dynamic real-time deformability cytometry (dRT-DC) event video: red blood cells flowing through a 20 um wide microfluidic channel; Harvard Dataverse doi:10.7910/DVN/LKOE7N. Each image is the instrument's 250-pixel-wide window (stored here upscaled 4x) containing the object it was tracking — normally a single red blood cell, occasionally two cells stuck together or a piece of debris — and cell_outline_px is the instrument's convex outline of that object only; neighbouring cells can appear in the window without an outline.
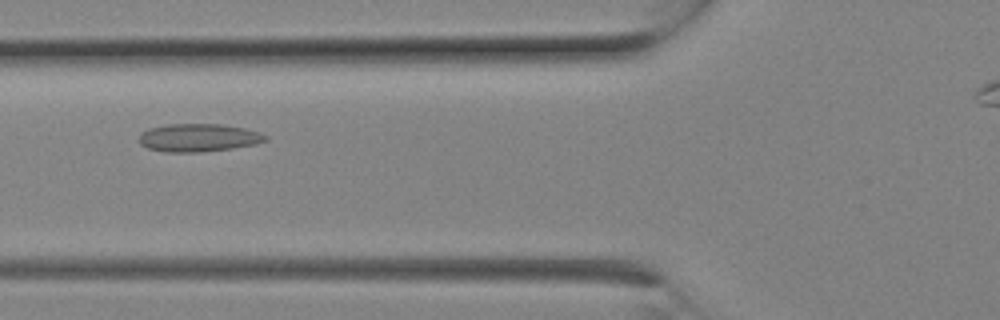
{"species": "Egyptian fruit bat (a non-hibernating species)", "species_latin": "Rousettus aegyptiacus", "temperature_condition": "room temperature", "stored_images_in_passage": 4, "camera_frame_rate_fps": 3000, "um_per_image_px": 0.085, "animal": {"sex": "female"}, "frame": {"image": 1, "passage_image": 3, "time_ms": 0.667, "image_size_px": [1000, 320], "cell_outline_px": [[268, 140], [256, 144], [232, 148], [200, 152], [164, 152], [148, 148], [140, 144], [140, 132], [148, 128], [168, 124], [220, 124], [244, 128], [260, 132], [268, 136]], "centroid_in_image_um": [16.87, 11.7], "position_along_channel_um": 108.9, "area_um2": 20.69}}
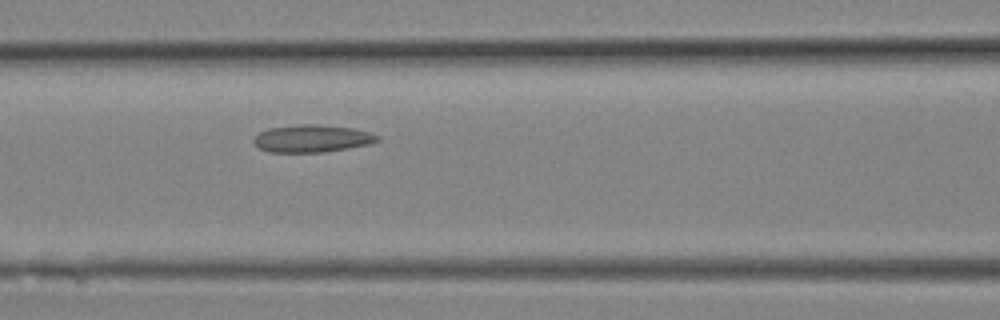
{"frame": {"image": 2, "passage_image": 4, "time_ms": 1.0, "image_size_px": [1000, 320], "cell_outline_px": [[380, 140], [372, 144], [324, 152], [268, 152], [260, 148], [252, 140], [260, 132], [268, 128], [304, 124], [316, 124], [352, 128], [368, 132], [380, 136]], "centroid_in_image_um": [26.55, 11.78], "position_along_channel_um": 140.0, "area_um2": 19.71}}